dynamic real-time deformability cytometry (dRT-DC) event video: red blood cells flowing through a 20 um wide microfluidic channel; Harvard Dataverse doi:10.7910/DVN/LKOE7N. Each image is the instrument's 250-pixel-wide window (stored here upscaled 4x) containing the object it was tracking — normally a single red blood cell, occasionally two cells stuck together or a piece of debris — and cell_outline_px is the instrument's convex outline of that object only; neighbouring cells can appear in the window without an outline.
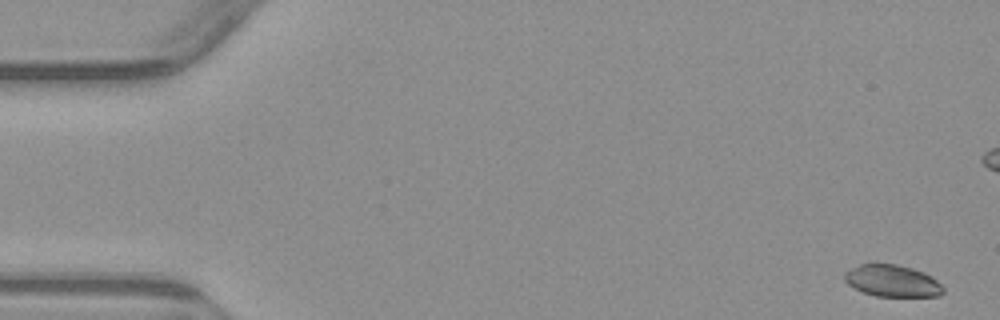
{"species": "common noctule bat (a hibernating species)", "species_latin": "Nyctalus noctula", "temperature_condition": "warm", "stored_images_in_passage": 6, "camera_frame_rate_fps": 3000, "um_per_image_px": 0.085, "animal": {"sex": "male", "body_mass_g": 23.1, "forearm_length_mm": 52.7}, "frame": {"image": 1, "passage_image": 1, "time_ms": 0.0, "image_size_px": [1000, 320], "cell_outline_px": [[944, 292], [940, 296], [876, 296], [864, 292], [848, 284], [844, 280], [844, 272], [860, 264], [896, 264], [912, 268], [924, 272], [932, 276], [944, 288]], "centroid_in_image_um": [75.86, 23.87], "position_along_channel_um": 9.1, "area_um2": 18.21}}
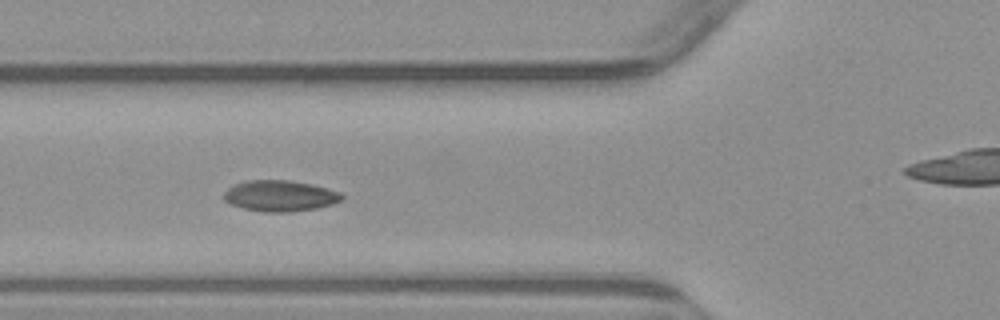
{"frame": {"image": 2, "passage_image": 5, "time_ms": 6.0, "image_size_px": [1000, 320], "cell_outline_px": [[344, 196], [340, 200], [332, 204], [316, 208], [288, 212], [264, 212], [244, 208], [232, 204], [224, 200], [224, 192], [232, 184], [244, 180], [288, 180], [312, 184], [340, 192]], "centroid_in_image_um": [23.77, 16.63], "position_along_channel_um": 102.0, "area_um2": 21.27}}
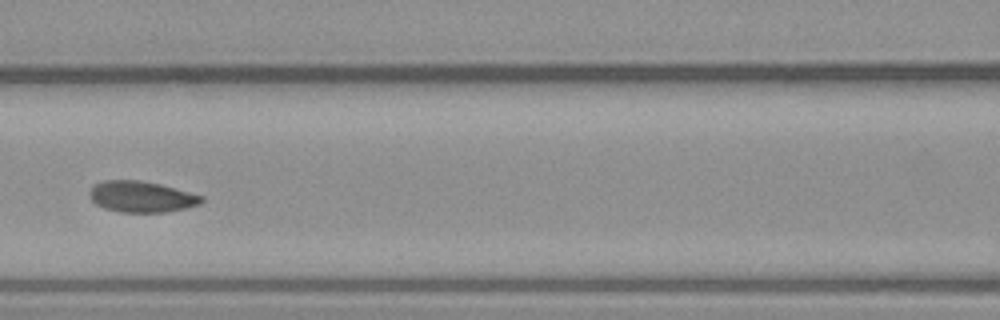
{"frame": {"image": 3, "passage_image": 6, "time_ms": 7.333, "image_size_px": [1000, 320], "cell_outline_px": [[204, 200], [200, 204], [168, 212], [120, 212], [104, 208], [96, 204], [92, 200], [92, 184], [104, 180], [140, 180], [160, 184], [204, 196]], "centroid_in_image_um": [12.04, 16.72], "position_along_channel_um": 154.6, "area_um2": 20.17}}